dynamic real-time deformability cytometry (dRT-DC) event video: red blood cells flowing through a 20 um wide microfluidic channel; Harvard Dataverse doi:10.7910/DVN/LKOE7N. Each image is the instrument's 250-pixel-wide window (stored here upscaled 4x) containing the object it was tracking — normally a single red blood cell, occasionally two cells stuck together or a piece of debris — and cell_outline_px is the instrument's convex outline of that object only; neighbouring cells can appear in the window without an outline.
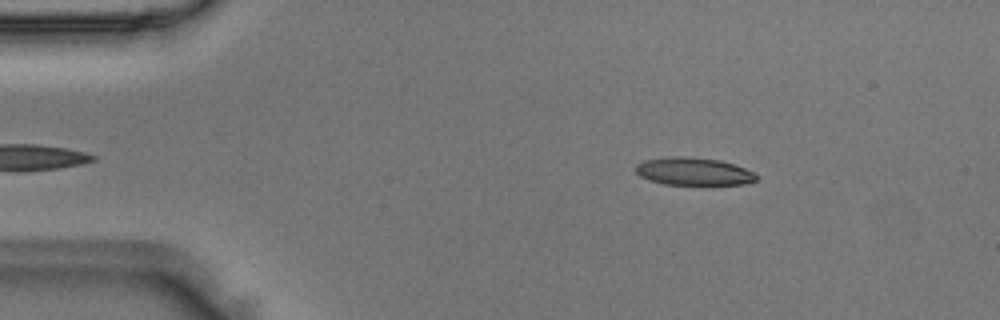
{"species": "Egyptian fruit bat (a non-hibernating species)", "species_latin": "Rousettus aegyptiacus", "temperature_condition": "room temperature", "stored_images_in_passage": 37, "camera_frame_rate_fps": 3000, "um_per_image_px": 0.085, "animal": {"sex": "male"}, "frame": {"image": 1, "passage_image": 3, "time_ms": 0.667, "image_size_px": [1000, 320], "cell_outline_px": [[756, 180], [744, 184], [664, 184], [640, 176], [636, 172], [636, 164], [644, 160], [672, 156], [684, 156], [720, 160], [736, 164], [752, 172], [756, 176]], "centroid_in_image_um": [58.94, 14.55], "position_along_channel_um": 26.1, "area_um2": 19.25}}
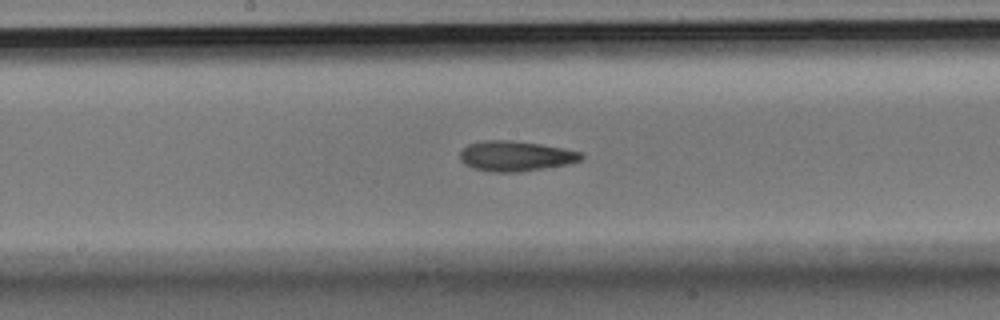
{"frame": {"image": 2, "passage_image": 21, "time_ms": 6.667, "image_size_px": [1000, 320], "cell_outline_px": [[584, 156], [580, 160], [568, 164], [520, 172], [492, 172], [472, 168], [464, 164], [460, 160], [460, 152], [468, 144], [484, 140], [512, 140], [540, 144], [564, 148], [584, 152]], "centroid_in_image_um": [43.83, 13.26], "position_along_channel_um": 204.4, "area_um2": 21.5}}
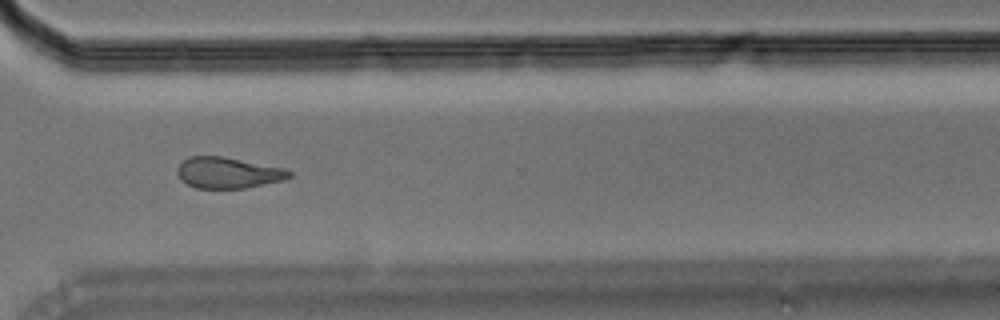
{"frame": {"image": 3, "passage_image": 32, "time_ms": 10.333, "image_size_px": [1000, 320], "cell_outline_px": [[292, 176], [284, 180], [244, 188], [196, 188], [188, 184], [176, 172], [176, 168], [188, 156], [220, 156], [284, 168], [292, 172]], "centroid_in_image_um": [19.39, 14.68], "position_along_channel_um": 351.2, "area_um2": 20.0}}